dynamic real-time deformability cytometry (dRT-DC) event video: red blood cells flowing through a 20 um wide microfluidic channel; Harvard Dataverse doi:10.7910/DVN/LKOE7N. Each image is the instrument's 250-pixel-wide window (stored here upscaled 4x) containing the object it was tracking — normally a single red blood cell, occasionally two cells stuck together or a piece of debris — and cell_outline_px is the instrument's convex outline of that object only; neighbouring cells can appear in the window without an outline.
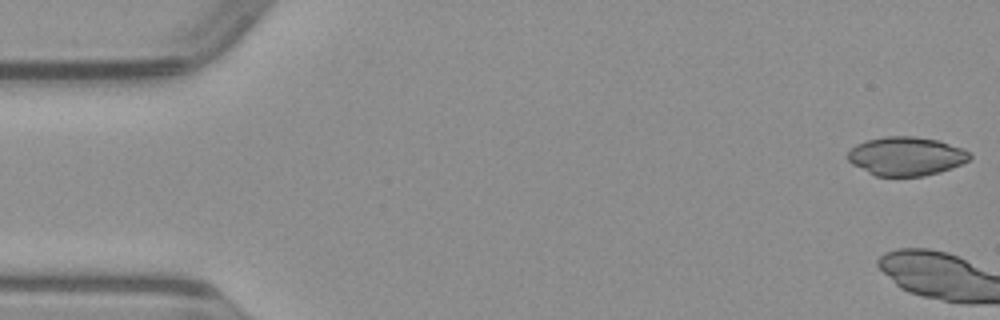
{"species": "common noctule bat (a hibernating species)", "species_latin": "Nyctalus noctula", "temperature_condition": "warm", "stored_images_in_passage": 6, "camera_frame_rate_fps": 3000, "um_per_image_px": 0.085, "animal": {"sex": "male", "body_mass_g": 23.1, "forearm_length_mm": 52.7}, "frame": {"image": 1, "passage_image": 1, "time_ms": 0.0, "image_size_px": [1000, 320], "cell_outline_px": [[972, 156], [968, 160], [952, 168], [940, 172], [924, 176], [876, 176], [852, 164], [848, 160], [848, 152], [856, 144], [868, 140], [884, 136], [912, 136], [940, 140], [964, 148], [972, 152]], "centroid_in_image_um": [77.07, 13.27], "position_along_channel_um": 7.9, "area_um2": 27.69}}